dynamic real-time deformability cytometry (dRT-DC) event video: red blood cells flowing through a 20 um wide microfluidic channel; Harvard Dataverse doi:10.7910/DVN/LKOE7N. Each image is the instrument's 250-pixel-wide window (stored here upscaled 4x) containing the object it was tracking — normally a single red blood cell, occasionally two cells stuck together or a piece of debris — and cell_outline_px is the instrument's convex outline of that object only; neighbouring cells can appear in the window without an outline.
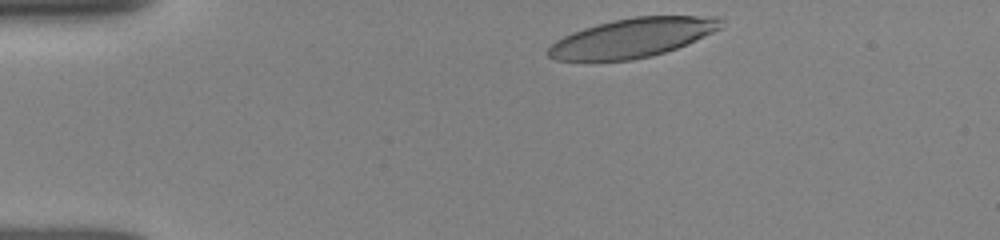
{"species": "human", "species_latin": "Homo sapiens", "temperature_condition": "room temperature", "stored_images_in_passage": 36, "camera_frame_rate_fps": 3000, "um_per_image_px": 0.085, "donor": {"sex": "female"}, "frame": {"image": 1, "passage_image": 1, "time_ms": 0.0, "image_size_px": [1000, 240], "cell_outline_px": [[724, 28], [676, 48], [652, 56], [632, 60], [556, 60], [548, 56], [548, 48], [556, 40], [572, 32], [596, 24], [612, 20], [636, 16], [720, 16], [724, 20]], "centroid_in_image_um": [53.82, 3.19], "position_along_channel_um": 31.2, "area_um2": 39.42}}
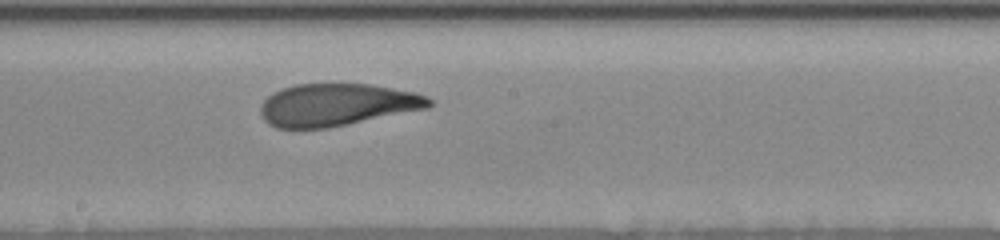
{"frame": {"image": 2, "passage_image": 20, "time_ms": 6.333, "image_size_px": [1000, 240], "cell_outline_px": [[432, 104], [428, 108], [328, 128], [276, 128], [268, 124], [264, 120], [260, 112], [260, 104], [268, 96], [284, 88], [296, 84], [368, 84], [416, 92], [428, 96], [432, 100]], "centroid_in_image_um": [28.64, 8.91], "position_along_channel_um": 219.6, "area_um2": 41.5}}
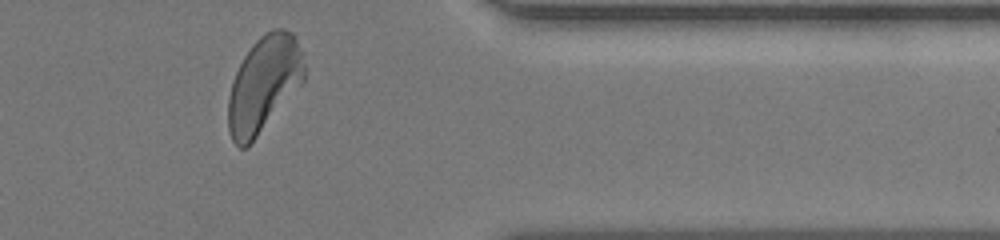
{"frame": {"image": 3, "passage_image": 34, "time_ms": 11.0, "image_size_px": [1000, 240], "cell_outline_px": [[304, 80], [248, 148], [240, 148], [232, 140], [228, 128], [228, 96], [232, 80], [244, 56], [252, 44], [264, 32], [272, 28], [284, 28], [292, 32], [296, 36], [304, 64]], "centroid_in_image_um": [22.4, 7.15], "position_along_channel_um": 389.0, "area_um2": 42.48}, "authors_computed_cell_mechanics": {"area_um2": 41.9917, "velocity_mm_per_s": 3.9136, "shape_relaxation_time_tau1_ms": 4.18, "shape_relaxation_time_tau2_ms": 1.7366, "deformation_change_tau1": 0.1979, "deformation_change_tau2": 0.0843}}